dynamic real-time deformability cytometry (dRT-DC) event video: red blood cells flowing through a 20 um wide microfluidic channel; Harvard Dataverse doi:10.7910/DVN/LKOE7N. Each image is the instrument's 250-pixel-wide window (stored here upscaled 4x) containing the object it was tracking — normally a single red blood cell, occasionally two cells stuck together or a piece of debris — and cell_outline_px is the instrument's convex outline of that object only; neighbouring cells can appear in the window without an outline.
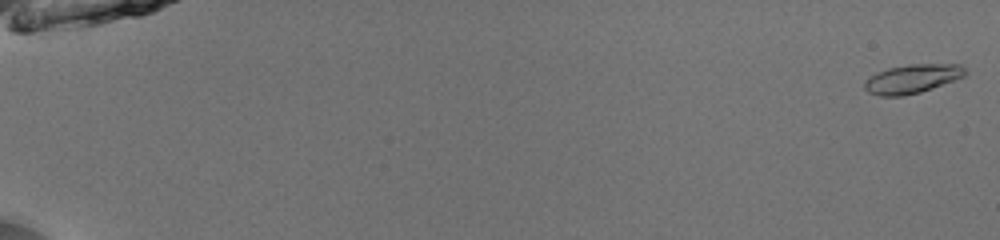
{"species": "common noctule bat (a hibernating species)", "species_latin": "Nyctalus noctula", "temperature_condition": "room temperature", "stored_images_in_passage": 53, "camera_frame_rate_fps": 3000, "um_per_image_px": 0.085, "animal": {"sex": "male", "body_mass_g": 13.0, "forearm_length_mm": 53.1}, "frame": {"image": 1, "passage_image": 1, "time_ms": 0.0, "image_size_px": [1000, 240], "cell_outline_px": [[968, 72], [964, 76], [932, 88], [920, 92], [904, 96], [880, 96], [868, 92], [864, 88], [864, 84], [868, 76], [876, 72], [888, 68], [912, 64], [960, 64]], "centroid_in_image_um": [77.51, 6.69], "position_along_channel_um": 7.5, "area_um2": 16.94}}
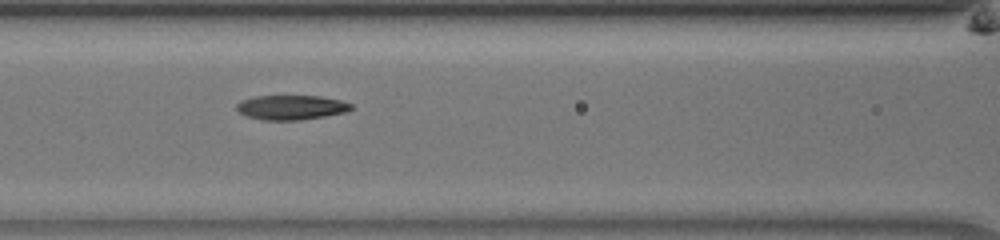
{"frame": {"image": 2, "passage_image": 26, "time_ms": 8.333, "image_size_px": [1000, 240], "cell_outline_px": [[352, 108], [348, 112], [300, 120], [264, 120], [248, 116], [240, 112], [236, 108], [236, 104], [240, 100], [252, 96], [320, 96], [340, 100], [352, 104]], "centroid_in_image_um": [24.75, 9.12], "position_along_channel_um": 141.8, "area_um2": 16.42}}
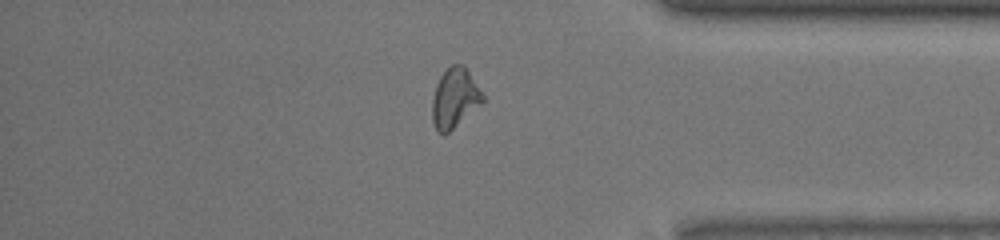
{"frame": {"image": 3, "passage_image": 46, "time_ms": 15.0, "image_size_px": [1000, 240], "cell_outline_px": [[484, 100], [480, 104], [444, 136], [436, 132], [432, 120], [432, 100], [436, 84], [440, 76], [452, 64], [464, 64], [484, 96]], "centroid_in_image_um": [38.62, 8.35], "position_along_channel_um": 396.6, "area_um2": 17.4}, "authors_computed_cell_mechanics": {"area_um2": 16.8198, "velocity_mm_per_s": 3.984, "shape_relaxation_time_tau1_ms": 6.3728, "shape_relaxation_time_tau2_ms": 5.034, "deformation_change_tau1": 0.1993, "deformation_change_tau2": 0.1261}}